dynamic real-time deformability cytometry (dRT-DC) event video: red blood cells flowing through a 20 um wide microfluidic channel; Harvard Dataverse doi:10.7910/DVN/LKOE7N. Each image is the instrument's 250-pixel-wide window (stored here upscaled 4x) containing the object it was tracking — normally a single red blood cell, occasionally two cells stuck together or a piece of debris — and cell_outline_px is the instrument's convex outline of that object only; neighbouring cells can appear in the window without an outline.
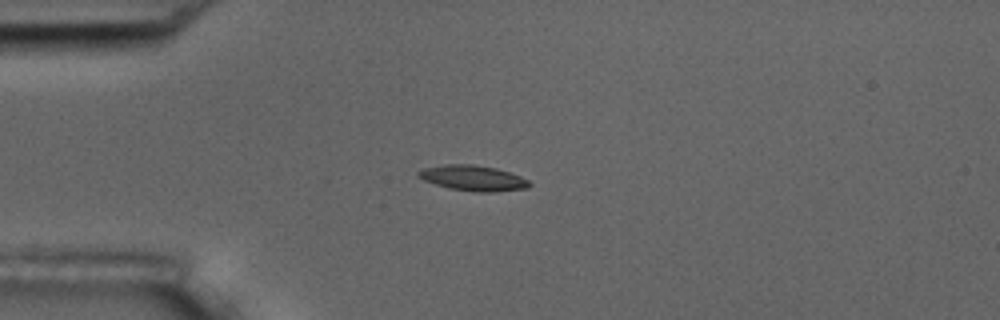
{"species": "common noctule bat (a hibernating species)", "species_latin": "Nyctalus noctula", "temperature_condition": "room temperature", "stored_images_in_passage": 10, "camera_frame_rate_fps": 3000, "um_per_image_px": 0.085, "animal": {"sex": "male", "body_mass_g": 17.5, "forearm_length_mm": 52.3}, "frame": {"image": 1, "passage_image": 4, "time_ms": 1.0, "image_size_px": [1000, 320], "cell_outline_px": [[532, 184], [528, 188], [496, 192], [476, 192], [448, 188], [424, 180], [416, 176], [416, 172], [424, 168], [444, 164], [472, 164], [496, 168], [520, 176], [528, 180]], "centroid_in_image_um": [40.2, 15.14], "position_along_channel_um": 44.8, "area_um2": 16.53}}
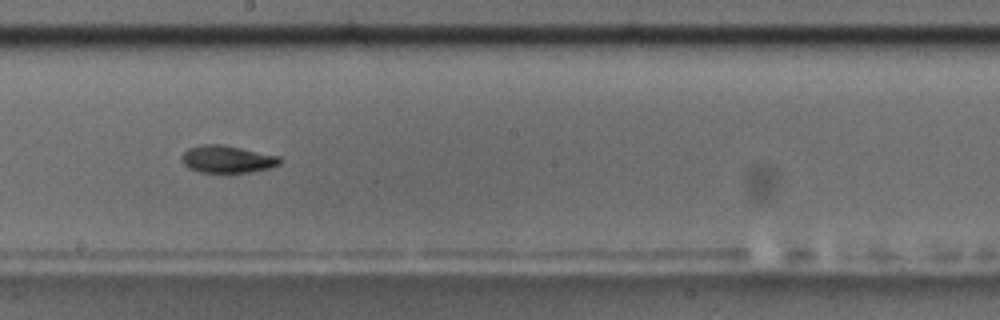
{"frame": {"image": 2, "passage_image": 9, "time_ms": 2.667, "image_size_px": [1000, 320], "cell_outline_px": [[280, 164], [268, 168], [252, 172], [200, 172], [188, 168], [184, 164], [180, 156], [188, 148], [200, 144], [220, 144], [280, 156]], "centroid_in_image_um": [19.28, 13.52], "position_along_channel_um": 228.9, "area_um2": 15.55}}
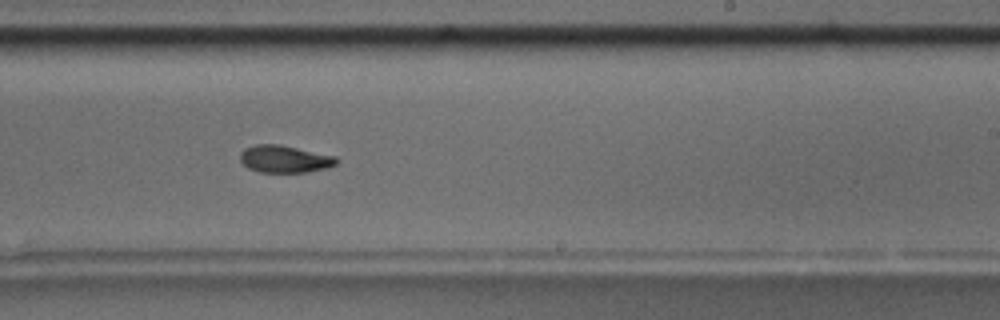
{"frame": {"image": 3, "passage_image": 10, "time_ms": 3.0, "image_size_px": [1000, 320], "cell_outline_px": [[340, 160], [336, 164], [328, 168], [308, 172], [260, 172], [248, 168], [240, 160], [240, 152], [244, 148], [256, 144], [280, 144], [336, 156]], "centroid_in_image_um": [24.21, 13.51], "position_along_channel_um": 264.8, "area_um2": 15.49}}